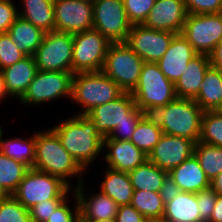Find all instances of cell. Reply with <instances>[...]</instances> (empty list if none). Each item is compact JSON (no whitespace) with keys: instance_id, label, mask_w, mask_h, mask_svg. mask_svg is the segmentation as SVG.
Returning <instances> with one entry per match:
<instances>
[{"instance_id":"1","label":"cell","mask_w":222,"mask_h":222,"mask_svg":"<svg viewBox=\"0 0 222 222\" xmlns=\"http://www.w3.org/2000/svg\"><path fill=\"white\" fill-rule=\"evenodd\" d=\"M51 129L58 135L62 146L84 170L104 151L103 138L87 115H73Z\"/></svg>"},{"instance_id":"2","label":"cell","mask_w":222,"mask_h":222,"mask_svg":"<svg viewBox=\"0 0 222 222\" xmlns=\"http://www.w3.org/2000/svg\"><path fill=\"white\" fill-rule=\"evenodd\" d=\"M34 169L59 177L70 187L72 177H79L75 186L83 181L85 170L62 146L58 135L50 128L35 132V163ZM69 178V179H67Z\"/></svg>"},{"instance_id":"3","label":"cell","mask_w":222,"mask_h":222,"mask_svg":"<svg viewBox=\"0 0 222 222\" xmlns=\"http://www.w3.org/2000/svg\"><path fill=\"white\" fill-rule=\"evenodd\" d=\"M203 113L204 111L194 100L176 98L151 115L164 134L184 137L197 143L200 138Z\"/></svg>"},{"instance_id":"4","label":"cell","mask_w":222,"mask_h":222,"mask_svg":"<svg viewBox=\"0 0 222 222\" xmlns=\"http://www.w3.org/2000/svg\"><path fill=\"white\" fill-rule=\"evenodd\" d=\"M131 95L136 106L145 114H152L177 98L174 83L153 62L144 63Z\"/></svg>"},{"instance_id":"5","label":"cell","mask_w":222,"mask_h":222,"mask_svg":"<svg viewBox=\"0 0 222 222\" xmlns=\"http://www.w3.org/2000/svg\"><path fill=\"white\" fill-rule=\"evenodd\" d=\"M123 93L120 86L102 71L73 74L70 100L83 107L77 115H87L93 108L113 101Z\"/></svg>"},{"instance_id":"6","label":"cell","mask_w":222,"mask_h":222,"mask_svg":"<svg viewBox=\"0 0 222 222\" xmlns=\"http://www.w3.org/2000/svg\"><path fill=\"white\" fill-rule=\"evenodd\" d=\"M71 187L59 177L29 168L12 196L28 210L50 199H67Z\"/></svg>"},{"instance_id":"7","label":"cell","mask_w":222,"mask_h":222,"mask_svg":"<svg viewBox=\"0 0 222 222\" xmlns=\"http://www.w3.org/2000/svg\"><path fill=\"white\" fill-rule=\"evenodd\" d=\"M144 63L126 42L111 43L102 72L114 80L124 92L131 93L138 83Z\"/></svg>"},{"instance_id":"8","label":"cell","mask_w":222,"mask_h":222,"mask_svg":"<svg viewBox=\"0 0 222 222\" xmlns=\"http://www.w3.org/2000/svg\"><path fill=\"white\" fill-rule=\"evenodd\" d=\"M111 42L95 29L73 35L72 72H101Z\"/></svg>"},{"instance_id":"9","label":"cell","mask_w":222,"mask_h":222,"mask_svg":"<svg viewBox=\"0 0 222 222\" xmlns=\"http://www.w3.org/2000/svg\"><path fill=\"white\" fill-rule=\"evenodd\" d=\"M73 35L66 32H46L33 55L37 70L72 72Z\"/></svg>"},{"instance_id":"10","label":"cell","mask_w":222,"mask_h":222,"mask_svg":"<svg viewBox=\"0 0 222 222\" xmlns=\"http://www.w3.org/2000/svg\"><path fill=\"white\" fill-rule=\"evenodd\" d=\"M72 77L73 72L37 70L33 81L19 101L25 105H36L63 97L71 99Z\"/></svg>"},{"instance_id":"11","label":"cell","mask_w":222,"mask_h":222,"mask_svg":"<svg viewBox=\"0 0 222 222\" xmlns=\"http://www.w3.org/2000/svg\"><path fill=\"white\" fill-rule=\"evenodd\" d=\"M182 35L198 54L209 55L222 40V13L188 14Z\"/></svg>"},{"instance_id":"12","label":"cell","mask_w":222,"mask_h":222,"mask_svg":"<svg viewBox=\"0 0 222 222\" xmlns=\"http://www.w3.org/2000/svg\"><path fill=\"white\" fill-rule=\"evenodd\" d=\"M131 27L123 0H99L93 4V29L111 43L126 42Z\"/></svg>"},{"instance_id":"13","label":"cell","mask_w":222,"mask_h":222,"mask_svg":"<svg viewBox=\"0 0 222 222\" xmlns=\"http://www.w3.org/2000/svg\"><path fill=\"white\" fill-rule=\"evenodd\" d=\"M144 115L145 113L136 106L129 92H124L115 100L93 108L87 114L102 138L108 137L116 125L122 121H130V118H142Z\"/></svg>"},{"instance_id":"14","label":"cell","mask_w":222,"mask_h":222,"mask_svg":"<svg viewBox=\"0 0 222 222\" xmlns=\"http://www.w3.org/2000/svg\"><path fill=\"white\" fill-rule=\"evenodd\" d=\"M175 33L134 24L126 43L144 62L157 63L167 51Z\"/></svg>"},{"instance_id":"15","label":"cell","mask_w":222,"mask_h":222,"mask_svg":"<svg viewBox=\"0 0 222 222\" xmlns=\"http://www.w3.org/2000/svg\"><path fill=\"white\" fill-rule=\"evenodd\" d=\"M55 31L75 35L93 29V3L54 0Z\"/></svg>"},{"instance_id":"16","label":"cell","mask_w":222,"mask_h":222,"mask_svg":"<svg viewBox=\"0 0 222 222\" xmlns=\"http://www.w3.org/2000/svg\"><path fill=\"white\" fill-rule=\"evenodd\" d=\"M195 144L193 140L163 133L148 155V160L160 169L170 172L194 155Z\"/></svg>"},{"instance_id":"17","label":"cell","mask_w":222,"mask_h":222,"mask_svg":"<svg viewBox=\"0 0 222 222\" xmlns=\"http://www.w3.org/2000/svg\"><path fill=\"white\" fill-rule=\"evenodd\" d=\"M188 12L184 0H156L143 25L181 34Z\"/></svg>"},{"instance_id":"18","label":"cell","mask_w":222,"mask_h":222,"mask_svg":"<svg viewBox=\"0 0 222 222\" xmlns=\"http://www.w3.org/2000/svg\"><path fill=\"white\" fill-rule=\"evenodd\" d=\"M104 155L108 168L130 172L148 160V155L137 148L130 140L103 139Z\"/></svg>"},{"instance_id":"19","label":"cell","mask_w":222,"mask_h":222,"mask_svg":"<svg viewBox=\"0 0 222 222\" xmlns=\"http://www.w3.org/2000/svg\"><path fill=\"white\" fill-rule=\"evenodd\" d=\"M197 54L182 33L176 34L157 64L165 77L175 84L189 61Z\"/></svg>"},{"instance_id":"20","label":"cell","mask_w":222,"mask_h":222,"mask_svg":"<svg viewBox=\"0 0 222 222\" xmlns=\"http://www.w3.org/2000/svg\"><path fill=\"white\" fill-rule=\"evenodd\" d=\"M83 184L84 182L76 186V188H73V192L78 199L81 220L115 218L119 207L118 204L101 192L90 194V196L88 193L84 192Z\"/></svg>"},{"instance_id":"21","label":"cell","mask_w":222,"mask_h":222,"mask_svg":"<svg viewBox=\"0 0 222 222\" xmlns=\"http://www.w3.org/2000/svg\"><path fill=\"white\" fill-rule=\"evenodd\" d=\"M210 66L209 55L197 54L193 57L174 84L177 98L194 100L200 91L204 74Z\"/></svg>"},{"instance_id":"22","label":"cell","mask_w":222,"mask_h":222,"mask_svg":"<svg viewBox=\"0 0 222 222\" xmlns=\"http://www.w3.org/2000/svg\"><path fill=\"white\" fill-rule=\"evenodd\" d=\"M37 72L33 56H25L18 62L2 69L8 95L20 99L27 91Z\"/></svg>"},{"instance_id":"23","label":"cell","mask_w":222,"mask_h":222,"mask_svg":"<svg viewBox=\"0 0 222 222\" xmlns=\"http://www.w3.org/2000/svg\"><path fill=\"white\" fill-rule=\"evenodd\" d=\"M168 175L181 191L197 193L210 188V180L206 177L195 155L172 169Z\"/></svg>"},{"instance_id":"24","label":"cell","mask_w":222,"mask_h":222,"mask_svg":"<svg viewBox=\"0 0 222 222\" xmlns=\"http://www.w3.org/2000/svg\"><path fill=\"white\" fill-rule=\"evenodd\" d=\"M105 178L100 183V192L113 199L118 206L130 205L134 188L127 172L106 168Z\"/></svg>"},{"instance_id":"25","label":"cell","mask_w":222,"mask_h":222,"mask_svg":"<svg viewBox=\"0 0 222 222\" xmlns=\"http://www.w3.org/2000/svg\"><path fill=\"white\" fill-rule=\"evenodd\" d=\"M7 33L26 56L35 54L45 35L43 30L20 16L16 18Z\"/></svg>"},{"instance_id":"26","label":"cell","mask_w":222,"mask_h":222,"mask_svg":"<svg viewBox=\"0 0 222 222\" xmlns=\"http://www.w3.org/2000/svg\"><path fill=\"white\" fill-rule=\"evenodd\" d=\"M196 193L180 191L165 204L163 217L169 222H201Z\"/></svg>"},{"instance_id":"27","label":"cell","mask_w":222,"mask_h":222,"mask_svg":"<svg viewBox=\"0 0 222 222\" xmlns=\"http://www.w3.org/2000/svg\"><path fill=\"white\" fill-rule=\"evenodd\" d=\"M24 8L18 16L40 28L45 33L55 31L54 0H21Z\"/></svg>"},{"instance_id":"28","label":"cell","mask_w":222,"mask_h":222,"mask_svg":"<svg viewBox=\"0 0 222 222\" xmlns=\"http://www.w3.org/2000/svg\"><path fill=\"white\" fill-rule=\"evenodd\" d=\"M222 100V72L210 66L194 101L203 111H214Z\"/></svg>"},{"instance_id":"29","label":"cell","mask_w":222,"mask_h":222,"mask_svg":"<svg viewBox=\"0 0 222 222\" xmlns=\"http://www.w3.org/2000/svg\"><path fill=\"white\" fill-rule=\"evenodd\" d=\"M128 175L134 190L160 192L168 172L147 160L144 164L128 172Z\"/></svg>"},{"instance_id":"30","label":"cell","mask_w":222,"mask_h":222,"mask_svg":"<svg viewBox=\"0 0 222 222\" xmlns=\"http://www.w3.org/2000/svg\"><path fill=\"white\" fill-rule=\"evenodd\" d=\"M163 131L151 114H145L138 122L130 141L146 155H149L159 142Z\"/></svg>"},{"instance_id":"31","label":"cell","mask_w":222,"mask_h":222,"mask_svg":"<svg viewBox=\"0 0 222 222\" xmlns=\"http://www.w3.org/2000/svg\"><path fill=\"white\" fill-rule=\"evenodd\" d=\"M0 136V151L6 156L33 168L35 163V132L27 139L15 137L3 140Z\"/></svg>"},{"instance_id":"32","label":"cell","mask_w":222,"mask_h":222,"mask_svg":"<svg viewBox=\"0 0 222 222\" xmlns=\"http://www.w3.org/2000/svg\"><path fill=\"white\" fill-rule=\"evenodd\" d=\"M194 155L210 181L222 172V147L198 141Z\"/></svg>"},{"instance_id":"33","label":"cell","mask_w":222,"mask_h":222,"mask_svg":"<svg viewBox=\"0 0 222 222\" xmlns=\"http://www.w3.org/2000/svg\"><path fill=\"white\" fill-rule=\"evenodd\" d=\"M130 205L145 218H161L165 212L160 192L134 190Z\"/></svg>"},{"instance_id":"34","label":"cell","mask_w":222,"mask_h":222,"mask_svg":"<svg viewBox=\"0 0 222 222\" xmlns=\"http://www.w3.org/2000/svg\"><path fill=\"white\" fill-rule=\"evenodd\" d=\"M28 169L25 164L0 151V183L10 195L16 191Z\"/></svg>"},{"instance_id":"35","label":"cell","mask_w":222,"mask_h":222,"mask_svg":"<svg viewBox=\"0 0 222 222\" xmlns=\"http://www.w3.org/2000/svg\"><path fill=\"white\" fill-rule=\"evenodd\" d=\"M199 142L222 147V114L204 111Z\"/></svg>"},{"instance_id":"36","label":"cell","mask_w":222,"mask_h":222,"mask_svg":"<svg viewBox=\"0 0 222 222\" xmlns=\"http://www.w3.org/2000/svg\"><path fill=\"white\" fill-rule=\"evenodd\" d=\"M0 222H32L29 210L12 195L0 201Z\"/></svg>"},{"instance_id":"37","label":"cell","mask_w":222,"mask_h":222,"mask_svg":"<svg viewBox=\"0 0 222 222\" xmlns=\"http://www.w3.org/2000/svg\"><path fill=\"white\" fill-rule=\"evenodd\" d=\"M25 56L8 33H0V70L13 65Z\"/></svg>"},{"instance_id":"38","label":"cell","mask_w":222,"mask_h":222,"mask_svg":"<svg viewBox=\"0 0 222 222\" xmlns=\"http://www.w3.org/2000/svg\"><path fill=\"white\" fill-rule=\"evenodd\" d=\"M156 0H123L129 22L143 24Z\"/></svg>"},{"instance_id":"39","label":"cell","mask_w":222,"mask_h":222,"mask_svg":"<svg viewBox=\"0 0 222 222\" xmlns=\"http://www.w3.org/2000/svg\"><path fill=\"white\" fill-rule=\"evenodd\" d=\"M73 194L72 197L75 201L74 207L72 208L68 205L69 198H67L54 212H52V215L46 222H81L78 199L74 192Z\"/></svg>"},{"instance_id":"40","label":"cell","mask_w":222,"mask_h":222,"mask_svg":"<svg viewBox=\"0 0 222 222\" xmlns=\"http://www.w3.org/2000/svg\"><path fill=\"white\" fill-rule=\"evenodd\" d=\"M66 199H50L40 202L29 209L32 222H46Z\"/></svg>"},{"instance_id":"41","label":"cell","mask_w":222,"mask_h":222,"mask_svg":"<svg viewBox=\"0 0 222 222\" xmlns=\"http://www.w3.org/2000/svg\"><path fill=\"white\" fill-rule=\"evenodd\" d=\"M188 14L222 13V0H184Z\"/></svg>"},{"instance_id":"42","label":"cell","mask_w":222,"mask_h":222,"mask_svg":"<svg viewBox=\"0 0 222 222\" xmlns=\"http://www.w3.org/2000/svg\"><path fill=\"white\" fill-rule=\"evenodd\" d=\"M199 207L200 221L209 222L216 202V193L211 189H205L196 193Z\"/></svg>"},{"instance_id":"43","label":"cell","mask_w":222,"mask_h":222,"mask_svg":"<svg viewBox=\"0 0 222 222\" xmlns=\"http://www.w3.org/2000/svg\"><path fill=\"white\" fill-rule=\"evenodd\" d=\"M18 17V10L12 0H0V33H7Z\"/></svg>"},{"instance_id":"44","label":"cell","mask_w":222,"mask_h":222,"mask_svg":"<svg viewBox=\"0 0 222 222\" xmlns=\"http://www.w3.org/2000/svg\"><path fill=\"white\" fill-rule=\"evenodd\" d=\"M141 118H130V121H122L117 124L108 137L103 139L130 140Z\"/></svg>"},{"instance_id":"45","label":"cell","mask_w":222,"mask_h":222,"mask_svg":"<svg viewBox=\"0 0 222 222\" xmlns=\"http://www.w3.org/2000/svg\"><path fill=\"white\" fill-rule=\"evenodd\" d=\"M146 218L131 205L119 206L116 222H144Z\"/></svg>"},{"instance_id":"46","label":"cell","mask_w":222,"mask_h":222,"mask_svg":"<svg viewBox=\"0 0 222 222\" xmlns=\"http://www.w3.org/2000/svg\"><path fill=\"white\" fill-rule=\"evenodd\" d=\"M180 188L176 185L173 179L168 175L161 186L160 195L164 204L170 202L176 195L179 194Z\"/></svg>"},{"instance_id":"47","label":"cell","mask_w":222,"mask_h":222,"mask_svg":"<svg viewBox=\"0 0 222 222\" xmlns=\"http://www.w3.org/2000/svg\"><path fill=\"white\" fill-rule=\"evenodd\" d=\"M210 64L212 67L222 72V40L216 45L209 54Z\"/></svg>"},{"instance_id":"48","label":"cell","mask_w":222,"mask_h":222,"mask_svg":"<svg viewBox=\"0 0 222 222\" xmlns=\"http://www.w3.org/2000/svg\"><path fill=\"white\" fill-rule=\"evenodd\" d=\"M209 222H222V195L216 194V202Z\"/></svg>"},{"instance_id":"49","label":"cell","mask_w":222,"mask_h":222,"mask_svg":"<svg viewBox=\"0 0 222 222\" xmlns=\"http://www.w3.org/2000/svg\"><path fill=\"white\" fill-rule=\"evenodd\" d=\"M210 188L216 194L222 195V172L210 181Z\"/></svg>"},{"instance_id":"50","label":"cell","mask_w":222,"mask_h":222,"mask_svg":"<svg viewBox=\"0 0 222 222\" xmlns=\"http://www.w3.org/2000/svg\"><path fill=\"white\" fill-rule=\"evenodd\" d=\"M6 96H9L5 89V82L2 70H0V101L5 99Z\"/></svg>"},{"instance_id":"51","label":"cell","mask_w":222,"mask_h":222,"mask_svg":"<svg viewBox=\"0 0 222 222\" xmlns=\"http://www.w3.org/2000/svg\"><path fill=\"white\" fill-rule=\"evenodd\" d=\"M11 195L4 189L0 183V201L9 198Z\"/></svg>"},{"instance_id":"52","label":"cell","mask_w":222,"mask_h":222,"mask_svg":"<svg viewBox=\"0 0 222 222\" xmlns=\"http://www.w3.org/2000/svg\"><path fill=\"white\" fill-rule=\"evenodd\" d=\"M144 222H169L164 217L161 218H146Z\"/></svg>"},{"instance_id":"53","label":"cell","mask_w":222,"mask_h":222,"mask_svg":"<svg viewBox=\"0 0 222 222\" xmlns=\"http://www.w3.org/2000/svg\"><path fill=\"white\" fill-rule=\"evenodd\" d=\"M81 222H116L115 218L103 219V220H81Z\"/></svg>"},{"instance_id":"54","label":"cell","mask_w":222,"mask_h":222,"mask_svg":"<svg viewBox=\"0 0 222 222\" xmlns=\"http://www.w3.org/2000/svg\"><path fill=\"white\" fill-rule=\"evenodd\" d=\"M214 111H216L217 113L222 114V100H221L219 106Z\"/></svg>"},{"instance_id":"55","label":"cell","mask_w":222,"mask_h":222,"mask_svg":"<svg viewBox=\"0 0 222 222\" xmlns=\"http://www.w3.org/2000/svg\"><path fill=\"white\" fill-rule=\"evenodd\" d=\"M84 1H86V2H90V3H96L97 1H99V0H84Z\"/></svg>"},{"instance_id":"56","label":"cell","mask_w":222,"mask_h":222,"mask_svg":"<svg viewBox=\"0 0 222 222\" xmlns=\"http://www.w3.org/2000/svg\"><path fill=\"white\" fill-rule=\"evenodd\" d=\"M4 131H2V128L0 127V136H1V134L3 133Z\"/></svg>"}]
</instances>
